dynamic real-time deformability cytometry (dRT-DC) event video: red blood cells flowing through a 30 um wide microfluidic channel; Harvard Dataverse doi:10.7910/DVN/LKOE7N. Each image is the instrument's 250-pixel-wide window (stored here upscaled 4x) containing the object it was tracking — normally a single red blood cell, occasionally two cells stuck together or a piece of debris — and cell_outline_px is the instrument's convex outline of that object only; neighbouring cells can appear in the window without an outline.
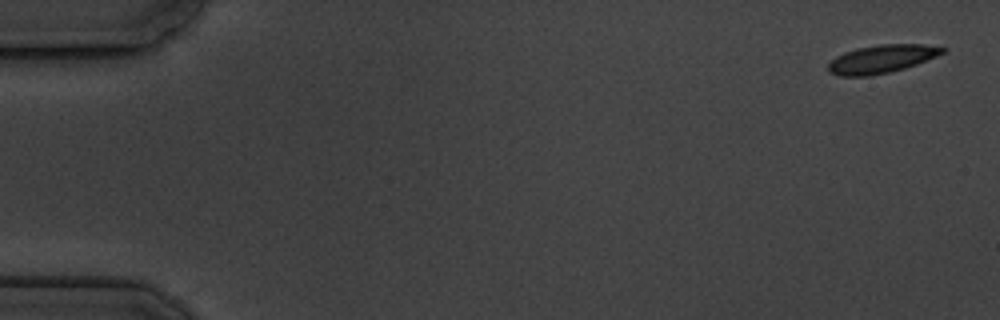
{"species": "common noctule bat (a hibernating species)", "species_latin": "Nyctalus noctula", "temperature_condition": "cold", "stored_images_in_passage": 7, "camera_frame_rate_fps": 3000, "um_per_image_px": 0.085, "animal": {"sex": "male", "body_mass_g": 19.5, "forearm_length_mm": 54.6}, "frame": {"image": 1, "passage_image": 1, "time_ms": 0.0, "image_size_px": [1000, 320], "cell_outline_px": [[948, 48], [944, 52], [936, 56], [916, 64], [904, 68], [872, 76], [840, 76], [828, 72], [828, 64], [836, 56], [844, 52], [856, 48], [880, 44], [924, 44]], "centroid_in_image_um": [74.92, 5.01], "position_along_channel_um": 10.1, "area_um2": 18.73}}
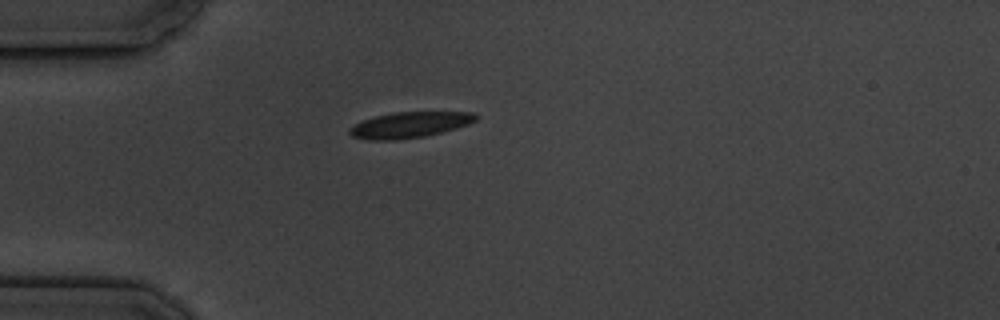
{"frame": {"image": 2, "passage_image": 5, "time_ms": 4.667, "image_size_px": [1000, 320], "cell_outline_px": [[480, 116], [476, 120], [468, 124], [456, 128], [424, 136], [396, 140], [368, 140], [352, 136], [348, 132], [348, 128], [364, 120], [376, 116], [392, 112], [476, 112]], "centroid_in_image_um": [34.83, 10.61], "position_along_channel_um": 50.2, "area_um2": 18.96}}